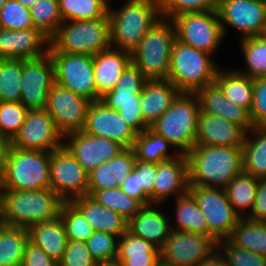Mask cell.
<instances>
[{
    "instance_id": "46",
    "label": "cell",
    "mask_w": 266,
    "mask_h": 266,
    "mask_svg": "<svg viewBox=\"0 0 266 266\" xmlns=\"http://www.w3.org/2000/svg\"><path fill=\"white\" fill-rule=\"evenodd\" d=\"M0 28L11 30L34 28L30 9L17 0H6L0 9Z\"/></svg>"
},
{
    "instance_id": "19",
    "label": "cell",
    "mask_w": 266,
    "mask_h": 266,
    "mask_svg": "<svg viewBox=\"0 0 266 266\" xmlns=\"http://www.w3.org/2000/svg\"><path fill=\"white\" fill-rule=\"evenodd\" d=\"M82 131L116 141L124 148H132L137 137V132L125 122L119 112L100 100L91 102Z\"/></svg>"
},
{
    "instance_id": "4",
    "label": "cell",
    "mask_w": 266,
    "mask_h": 266,
    "mask_svg": "<svg viewBox=\"0 0 266 266\" xmlns=\"http://www.w3.org/2000/svg\"><path fill=\"white\" fill-rule=\"evenodd\" d=\"M199 113L195 93L181 92L150 128L186 155L195 146Z\"/></svg>"
},
{
    "instance_id": "45",
    "label": "cell",
    "mask_w": 266,
    "mask_h": 266,
    "mask_svg": "<svg viewBox=\"0 0 266 266\" xmlns=\"http://www.w3.org/2000/svg\"><path fill=\"white\" fill-rule=\"evenodd\" d=\"M28 109L20 102H0V137L12 140L19 132Z\"/></svg>"
},
{
    "instance_id": "39",
    "label": "cell",
    "mask_w": 266,
    "mask_h": 266,
    "mask_svg": "<svg viewBox=\"0 0 266 266\" xmlns=\"http://www.w3.org/2000/svg\"><path fill=\"white\" fill-rule=\"evenodd\" d=\"M258 179L259 178L254 176L241 173L240 175L236 176L225 188L229 202L241 217L245 216L246 214L244 210L246 211L247 209L251 211L253 208Z\"/></svg>"
},
{
    "instance_id": "23",
    "label": "cell",
    "mask_w": 266,
    "mask_h": 266,
    "mask_svg": "<svg viewBox=\"0 0 266 266\" xmlns=\"http://www.w3.org/2000/svg\"><path fill=\"white\" fill-rule=\"evenodd\" d=\"M189 191L188 161L186 155L179 154L157 164L153 187V204L161 205L170 196L184 195Z\"/></svg>"
},
{
    "instance_id": "26",
    "label": "cell",
    "mask_w": 266,
    "mask_h": 266,
    "mask_svg": "<svg viewBox=\"0 0 266 266\" xmlns=\"http://www.w3.org/2000/svg\"><path fill=\"white\" fill-rule=\"evenodd\" d=\"M136 162L132 148H125L111 160L105 161L101 166L88 175V195L97 190L119 188L120 183L134 170Z\"/></svg>"
},
{
    "instance_id": "20",
    "label": "cell",
    "mask_w": 266,
    "mask_h": 266,
    "mask_svg": "<svg viewBox=\"0 0 266 266\" xmlns=\"http://www.w3.org/2000/svg\"><path fill=\"white\" fill-rule=\"evenodd\" d=\"M64 138L67 139V141L64 140V146L88 173L125 149L116 141L89 135L83 131L66 134Z\"/></svg>"
},
{
    "instance_id": "43",
    "label": "cell",
    "mask_w": 266,
    "mask_h": 266,
    "mask_svg": "<svg viewBox=\"0 0 266 266\" xmlns=\"http://www.w3.org/2000/svg\"><path fill=\"white\" fill-rule=\"evenodd\" d=\"M29 9L34 28L50 40L63 22L59 10V0H38Z\"/></svg>"
},
{
    "instance_id": "22",
    "label": "cell",
    "mask_w": 266,
    "mask_h": 266,
    "mask_svg": "<svg viewBox=\"0 0 266 266\" xmlns=\"http://www.w3.org/2000/svg\"><path fill=\"white\" fill-rule=\"evenodd\" d=\"M246 134L237 124L200 111L195 145L242 147Z\"/></svg>"
},
{
    "instance_id": "16",
    "label": "cell",
    "mask_w": 266,
    "mask_h": 266,
    "mask_svg": "<svg viewBox=\"0 0 266 266\" xmlns=\"http://www.w3.org/2000/svg\"><path fill=\"white\" fill-rule=\"evenodd\" d=\"M91 102L55 83L48 93L45 109L58 130L65 136L72 132L82 131Z\"/></svg>"
},
{
    "instance_id": "5",
    "label": "cell",
    "mask_w": 266,
    "mask_h": 266,
    "mask_svg": "<svg viewBox=\"0 0 266 266\" xmlns=\"http://www.w3.org/2000/svg\"><path fill=\"white\" fill-rule=\"evenodd\" d=\"M111 47L109 18L62 22L50 39L48 52L94 56Z\"/></svg>"
},
{
    "instance_id": "17",
    "label": "cell",
    "mask_w": 266,
    "mask_h": 266,
    "mask_svg": "<svg viewBox=\"0 0 266 266\" xmlns=\"http://www.w3.org/2000/svg\"><path fill=\"white\" fill-rule=\"evenodd\" d=\"M217 12L224 37L225 25L241 32L242 39L262 36L266 19V1L218 0Z\"/></svg>"
},
{
    "instance_id": "6",
    "label": "cell",
    "mask_w": 266,
    "mask_h": 266,
    "mask_svg": "<svg viewBox=\"0 0 266 266\" xmlns=\"http://www.w3.org/2000/svg\"><path fill=\"white\" fill-rule=\"evenodd\" d=\"M176 40L173 22L161 18L131 52L134 64L147 80L168 79L172 46Z\"/></svg>"
},
{
    "instance_id": "48",
    "label": "cell",
    "mask_w": 266,
    "mask_h": 266,
    "mask_svg": "<svg viewBox=\"0 0 266 266\" xmlns=\"http://www.w3.org/2000/svg\"><path fill=\"white\" fill-rule=\"evenodd\" d=\"M161 17L171 20L177 15L217 10L218 0H159Z\"/></svg>"
},
{
    "instance_id": "41",
    "label": "cell",
    "mask_w": 266,
    "mask_h": 266,
    "mask_svg": "<svg viewBox=\"0 0 266 266\" xmlns=\"http://www.w3.org/2000/svg\"><path fill=\"white\" fill-rule=\"evenodd\" d=\"M241 40L247 68L243 72L240 70L238 72L251 79L266 77V37L255 36Z\"/></svg>"
},
{
    "instance_id": "61",
    "label": "cell",
    "mask_w": 266,
    "mask_h": 266,
    "mask_svg": "<svg viewBox=\"0 0 266 266\" xmlns=\"http://www.w3.org/2000/svg\"><path fill=\"white\" fill-rule=\"evenodd\" d=\"M5 2H6V0H0V9L2 8V6L4 5Z\"/></svg>"
},
{
    "instance_id": "31",
    "label": "cell",
    "mask_w": 266,
    "mask_h": 266,
    "mask_svg": "<svg viewBox=\"0 0 266 266\" xmlns=\"http://www.w3.org/2000/svg\"><path fill=\"white\" fill-rule=\"evenodd\" d=\"M116 262L122 266H161L160 250L126 231L118 239Z\"/></svg>"
},
{
    "instance_id": "13",
    "label": "cell",
    "mask_w": 266,
    "mask_h": 266,
    "mask_svg": "<svg viewBox=\"0 0 266 266\" xmlns=\"http://www.w3.org/2000/svg\"><path fill=\"white\" fill-rule=\"evenodd\" d=\"M88 175L65 146L51 152L50 189L64 202L88 195Z\"/></svg>"
},
{
    "instance_id": "18",
    "label": "cell",
    "mask_w": 266,
    "mask_h": 266,
    "mask_svg": "<svg viewBox=\"0 0 266 266\" xmlns=\"http://www.w3.org/2000/svg\"><path fill=\"white\" fill-rule=\"evenodd\" d=\"M20 102L28 109H45L48 93L55 84V68L49 53L37 59H23Z\"/></svg>"
},
{
    "instance_id": "42",
    "label": "cell",
    "mask_w": 266,
    "mask_h": 266,
    "mask_svg": "<svg viewBox=\"0 0 266 266\" xmlns=\"http://www.w3.org/2000/svg\"><path fill=\"white\" fill-rule=\"evenodd\" d=\"M91 197L100 205L122 215L126 220L134 217L144 206L139 200L127 196L120 187L97 190Z\"/></svg>"
},
{
    "instance_id": "11",
    "label": "cell",
    "mask_w": 266,
    "mask_h": 266,
    "mask_svg": "<svg viewBox=\"0 0 266 266\" xmlns=\"http://www.w3.org/2000/svg\"><path fill=\"white\" fill-rule=\"evenodd\" d=\"M189 192L207 220L209 238L216 245L227 240L241 216L229 202L225 189L189 185Z\"/></svg>"
},
{
    "instance_id": "30",
    "label": "cell",
    "mask_w": 266,
    "mask_h": 266,
    "mask_svg": "<svg viewBox=\"0 0 266 266\" xmlns=\"http://www.w3.org/2000/svg\"><path fill=\"white\" fill-rule=\"evenodd\" d=\"M29 241L43 249L59 263L63 258L68 238L61 217L33 224L28 228Z\"/></svg>"
},
{
    "instance_id": "32",
    "label": "cell",
    "mask_w": 266,
    "mask_h": 266,
    "mask_svg": "<svg viewBox=\"0 0 266 266\" xmlns=\"http://www.w3.org/2000/svg\"><path fill=\"white\" fill-rule=\"evenodd\" d=\"M251 132L252 137L248 135ZM253 133V134H252ZM243 173L266 178V126L253 127L242 145Z\"/></svg>"
},
{
    "instance_id": "44",
    "label": "cell",
    "mask_w": 266,
    "mask_h": 266,
    "mask_svg": "<svg viewBox=\"0 0 266 266\" xmlns=\"http://www.w3.org/2000/svg\"><path fill=\"white\" fill-rule=\"evenodd\" d=\"M59 216L68 240L86 242L94 232L84 215L72 202H63Z\"/></svg>"
},
{
    "instance_id": "40",
    "label": "cell",
    "mask_w": 266,
    "mask_h": 266,
    "mask_svg": "<svg viewBox=\"0 0 266 266\" xmlns=\"http://www.w3.org/2000/svg\"><path fill=\"white\" fill-rule=\"evenodd\" d=\"M23 59H0V102H18L21 98Z\"/></svg>"
},
{
    "instance_id": "29",
    "label": "cell",
    "mask_w": 266,
    "mask_h": 266,
    "mask_svg": "<svg viewBox=\"0 0 266 266\" xmlns=\"http://www.w3.org/2000/svg\"><path fill=\"white\" fill-rule=\"evenodd\" d=\"M84 215L94 231L111 234L120 238L127 231L128 220L113 210L100 205L90 195L71 201Z\"/></svg>"
},
{
    "instance_id": "53",
    "label": "cell",
    "mask_w": 266,
    "mask_h": 266,
    "mask_svg": "<svg viewBox=\"0 0 266 266\" xmlns=\"http://www.w3.org/2000/svg\"><path fill=\"white\" fill-rule=\"evenodd\" d=\"M21 266H58V263L48 254L30 241L25 247V253Z\"/></svg>"
},
{
    "instance_id": "38",
    "label": "cell",
    "mask_w": 266,
    "mask_h": 266,
    "mask_svg": "<svg viewBox=\"0 0 266 266\" xmlns=\"http://www.w3.org/2000/svg\"><path fill=\"white\" fill-rule=\"evenodd\" d=\"M109 0H59L63 22L109 18Z\"/></svg>"
},
{
    "instance_id": "27",
    "label": "cell",
    "mask_w": 266,
    "mask_h": 266,
    "mask_svg": "<svg viewBox=\"0 0 266 266\" xmlns=\"http://www.w3.org/2000/svg\"><path fill=\"white\" fill-rule=\"evenodd\" d=\"M130 63L131 53L112 47L93 56L97 101L115 87Z\"/></svg>"
},
{
    "instance_id": "49",
    "label": "cell",
    "mask_w": 266,
    "mask_h": 266,
    "mask_svg": "<svg viewBox=\"0 0 266 266\" xmlns=\"http://www.w3.org/2000/svg\"><path fill=\"white\" fill-rule=\"evenodd\" d=\"M223 248L221 252L229 266H266V257L252 253L246 249L232 244L228 239L219 241L217 244Z\"/></svg>"
},
{
    "instance_id": "36",
    "label": "cell",
    "mask_w": 266,
    "mask_h": 266,
    "mask_svg": "<svg viewBox=\"0 0 266 266\" xmlns=\"http://www.w3.org/2000/svg\"><path fill=\"white\" fill-rule=\"evenodd\" d=\"M28 242L27 228L0 223V266H21Z\"/></svg>"
},
{
    "instance_id": "8",
    "label": "cell",
    "mask_w": 266,
    "mask_h": 266,
    "mask_svg": "<svg viewBox=\"0 0 266 266\" xmlns=\"http://www.w3.org/2000/svg\"><path fill=\"white\" fill-rule=\"evenodd\" d=\"M51 152L10 147L1 190L50 189Z\"/></svg>"
},
{
    "instance_id": "12",
    "label": "cell",
    "mask_w": 266,
    "mask_h": 266,
    "mask_svg": "<svg viewBox=\"0 0 266 266\" xmlns=\"http://www.w3.org/2000/svg\"><path fill=\"white\" fill-rule=\"evenodd\" d=\"M55 68V83L97 101L93 56L66 52H48Z\"/></svg>"
},
{
    "instance_id": "34",
    "label": "cell",
    "mask_w": 266,
    "mask_h": 266,
    "mask_svg": "<svg viewBox=\"0 0 266 266\" xmlns=\"http://www.w3.org/2000/svg\"><path fill=\"white\" fill-rule=\"evenodd\" d=\"M228 240L243 249L266 257V222L241 217Z\"/></svg>"
},
{
    "instance_id": "33",
    "label": "cell",
    "mask_w": 266,
    "mask_h": 266,
    "mask_svg": "<svg viewBox=\"0 0 266 266\" xmlns=\"http://www.w3.org/2000/svg\"><path fill=\"white\" fill-rule=\"evenodd\" d=\"M215 83L227 99L246 109L249 113L253 100V79L241 74L238 70L217 71Z\"/></svg>"
},
{
    "instance_id": "60",
    "label": "cell",
    "mask_w": 266,
    "mask_h": 266,
    "mask_svg": "<svg viewBox=\"0 0 266 266\" xmlns=\"http://www.w3.org/2000/svg\"><path fill=\"white\" fill-rule=\"evenodd\" d=\"M262 36L266 37V19H265V26H264V30H263Z\"/></svg>"
},
{
    "instance_id": "2",
    "label": "cell",
    "mask_w": 266,
    "mask_h": 266,
    "mask_svg": "<svg viewBox=\"0 0 266 266\" xmlns=\"http://www.w3.org/2000/svg\"><path fill=\"white\" fill-rule=\"evenodd\" d=\"M63 202L52 189L1 190V223L28 229L33 224L57 218Z\"/></svg>"
},
{
    "instance_id": "28",
    "label": "cell",
    "mask_w": 266,
    "mask_h": 266,
    "mask_svg": "<svg viewBox=\"0 0 266 266\" xmlns=\"http://www.w3.org/2000/svg\"><path fill=\"white\" fill-rule=\"evenodd\" d=\"M181 91L168 79L147 80L140 94L144 123L150 127L174 102Z\"/></svg>"
},
{
    "instance_id": "54",
    "label": "cell",
    "mask_w": 266,
    "mask_h": 266,
    "mask_svg": "<svg viewBox=\"0 0 266 266\" xmlns=\"http://www.w3.org/2000/svg\"><path fill=\"white\" fill-rule=\"evenodd\" d=\"M246 213L249 219L266 222V178L258 179L253 208Z\"/></svg>"
},
{
    "instance_id": "10",
    "label": "cell",
    "mask_w": 266,
    "mask_h": 266,
    "mask_svg": "<svg viewBox=\"0 0 266 266\" xmlns=\"http://www.w3.org/2000/svg\"><path fill=\"white\" fill-rule=\"evenodd\" d=\"M171 21L176 39L210 55L223 42L224 34L217 10L177 15Z\"/></svg>"
},
{
    "instance_id": "55",
    "label": "cell",
    "mask_w": 266,
    "mask_h": 266,
    "mask_svg": "<svg viewBox=\"0 0 266 266\" xmlns=\"http://www.w3.org/2000/svg\"><path fill=\"white\" fill-rule=\"evenodd\" d=\"M120 188L127 196L139 200L143 205L150 204L149 195L139 188L138 174L134 170L120 183Z\"/></svg>"
},
{
    "instance_id": "58",
    "label": "cell",
    "mask_w": 266,
    "mask_h": 266,
    "mask_svg": "<svg viewBox=\"0 0 266 266\" xmlns=\"http://www.w3.org/2000/svg\"><path fill=\"white\" fill-rule=\"evenodd\" d=\"M23 6L31 8L38 0H17Z\"/></svg>"
},
{
    "instance_id": "52",
    "label": "cell",
    "mask_w": 266,
    "mask_h": 266,
    "mask_svg": "<svg viewBox=\"0 0 266 266\" xmlns=\"http://www.w3.org/2000/svg\"><path fill=\"white\" fill-rule=\"evenodd\" d=\"M134 171L138 174L139 188H142L149 195L150 204H153V187L156 179L157 164L136 160Z\"/></svg>"
},
{
    "instance_id": "56",
    "label": "cell",
    "mask_w": 266,
    "mask_h": 266,
    "mask_svg": "<svg viewBox=\"0 0 266 266\" xmlns=\"http://www.w3.org/2000/svg\"><path fill=\"white\" fill-rule=\"evenodd\" d=\"M10 147V140L0 137V190L2 188V182L5 174V166Z\"/></svg>"
},
{
    "instance_id": "7",
    "label": "cell",
    "mask_w": 266,
    "mask_h": 266,
    "mask_svg": "<svg viewBox=\"0 0 266 266\" xmlns=\"http://www.w3.org/2000/svg\"><path fill=\"white\" fill-rule=\"evenodd\" d=\"M210 56L176 39L172 46L168 80L186 93H195L214 83L219 68Z\"/></svg>"
},
{
    "instance_id": "35",
    "label": "cell",
    "mask_w": 266,
    "mask_h": 266,
    "mask_svg": "<svg viewBox=\"0 0 266 266\" xmlns=\"http://www.w3.org/2000/svg\"><path fill=\"white\" fill-rule=\"evenodd\" d=\"M176 198V227L173 230L181 232H193L205 235L209 238V226L207 220L199 208L196 199L188 191Z\"/></svg>"
},
{
    "instance_id": "51",
    "label": "cell",
    "mask_w": 266,
    "mask_h": 266,
    "mask_svg": "<svg viewBox=\"0 0 266 266\" xmlns=\"http://www.w3.org/2000/svg\"><path fill=\"white\" fill-rule=\"evenodd\" d=\"M250 118L254 127L266 126V77L253 79Z\"/></svg>"
},
{
    "instance_id": "21",
    "label": "cell",
    "mask_w": 266,
    "mask_h": 266,
    "mask_svg": "<svg viewBox=\"0 0 266 266\" xmlns=\"http://www.w3.org/2000/svg\"><path fill=\"white\" fill-rule=\"evenodd\" d=\"M49 46L50 40L35 28H0V59L41 58L48 53Z\"/></svg>"
},
{
    "instance_id": "3",
    "label": "cell",
    "mask_w": 266,
    "mask_h": 266,
    "mask_svg": "<svg viewBox=\"0 0 266 266\" xmlns=\"http://www.w3.org/2000/svg\"><path fill=\"white\" fill-rule=\"evenodd\" d=\"M121 8L111 9L110 21L111 47L133 52L147 32L160 20L159 0H127Z\"/></svg>"
},
{
    "instance_id": "59",
    "label": "cell",
    "mask_w": 266,
    "mask_h": 266,
    "mask_svg": "<svg viewBox=\"0 0 266 266\" xmlns=\"http://www.w3.org/2000/svg\"><path fill=\"white\" fill-rule=\"evenodd\" d=\"M97 266H122V265L115 261V262H108V263L98 264Z\"/></svg>"
},
{
    "instance_id": "25",
    "label": "cell",
    "mask_w": 266,
    "mask_h": 266,
    "mask_svg": "<svg viewBox=\"0 0 266 266\" xmlns=\"http://www.w3.org/2000/svg\"><path fill=\"white\" fill-rule=\"evenodd\" d=\"M156 205H144L134 217L128 220L127 231L160 250L173 226L170 225L171 222L168 223V218L161 209H157Z\"/></svg>"
},
{
    "instance_id": "1",
    "label": "cell",
    "mask_w": 266,
    "mask_h": 266,
    "mask_svg": "<svg viewBox=\"0 0 266 266\" xmlns=\"http://www.w3.org/2000/svg\"><path fill=\"white\" fill-rule=\"evenodd\" d=\"M186 157L189 185L225 189L243 173L242 147L195 145Z\"/></svg>"
},
{
    "instance_id": "14",
    "label": "cell",
    "mask_w": 266,
    "mask_h": 266,
    "mask_svg": "<svg viewBox=\"0 0 266 266\" xmlns=\"http://www.w3.org/2000/svg\"><path fill=\"white\" fill-rule=\"evenodd\" d=\"M217 248L207 236L173 230L160 249L161 266H200Z\"/></svg>"
},
{
    "instance_id": "50",
    "label": "cell",
    "mask_w": 266,
    "mask_h": 266,
    "mask_svg": "<svg viewBox=\"0 0 266 266\" xmlns=\"http://www.w3.org/2000/svg\"><path fill=\"white\" fill-rule=\"evenodd\" d=\"M92 258L86 242L68 240L63 258L58 266H97Z\"/></svg>"
},
{
    "instance_id": "9",
    "label": "cell",
    "mask_w": 266,
    "mask_h": 266,
    "mask_svg": "<svg viewBox=\"0 0 266 266\" xmlns=\"http://www.w3.org/2000/svg\"><path fill=\"white\" fill-rule=\"evenodd\" d=\"M146 81L144 74L130 63L115 87L100 98L107 107L117 110L137 133L144 132L147 128L140 106V94Z\"/></svg>"
},
{
    "instance_id": "57",
    "label": "cell",
    "mask_w": 266,
    "mask_h": 266,
    "mask_svg": "<svg viewBox=\"0 0 266 266\" xmlns=\"http://www.w3.org/2000/svg\"><path fill=\"white\" fill-rule=\"evenodd\" d=\"M218 248L219 246L200 266H229L221 251L218 252Z\"/></svg>"
},
{
    "instance_id": "47",
    "label": "cell",
    "mask_w": 266,
    "mask_h": 266,
    "mask_svg": "<svg viewBox=\"0 0 266 266\" xmlns=\"http://www.w3.org/2000/svg\"><path fill=\"white\" fill-rule=\"evenodd\" d=\"M117 236L94 231L86 244L97 264L115 262L118 255Z\"/></svg>"
},
{
    "instance_id": "15",
    "label": "cell",
    "mask_w": 266,
    "mask_h": 266,
    "mask_svg": "<svg viewBox=\"0 0 266 266\" xmlns=\"http://www.w3.org/2000/svg\"><path fill=\"white\" fill-rule=\"evenodd\" d=\"M64 136L46 109L28 110L11 147L52 152L64 146Z\"/></svg>"
},
{
    "instance_id": "37",
    "label": "cell",
    "mask_w": 266,
    "mask_h": 266,
    "mask_svg": "<svg viewBox=\"0 0 266 266\" xmlns=\"http://www.w3.org/2000/svg\"><path fill=\"white\" fill-rule=\"evenodd\" d=\"M169 146L172 145L164 137L147 127L144 132L137 133L132 149L137 161L158 164L179 156L178 152L173 156L168 154Z\"/></svg>"
},
{
    "instance_id": "24",
    "label": "cell",
    "mask_w": 266,
    "mask_h": 266,
    "mask_svg": "<svg viewBox=\"0 0 266 266\" xmlns=\"http://www.w3.org/2000/svg\"><path fill=\"white\" fill-rule=\"evenodd\" d=\"M195 95L201 112L224 118L242 127L246 132L254 127L249 112L229 101L215 82L200 88Z\"/></svg>"
}]
</instances>
